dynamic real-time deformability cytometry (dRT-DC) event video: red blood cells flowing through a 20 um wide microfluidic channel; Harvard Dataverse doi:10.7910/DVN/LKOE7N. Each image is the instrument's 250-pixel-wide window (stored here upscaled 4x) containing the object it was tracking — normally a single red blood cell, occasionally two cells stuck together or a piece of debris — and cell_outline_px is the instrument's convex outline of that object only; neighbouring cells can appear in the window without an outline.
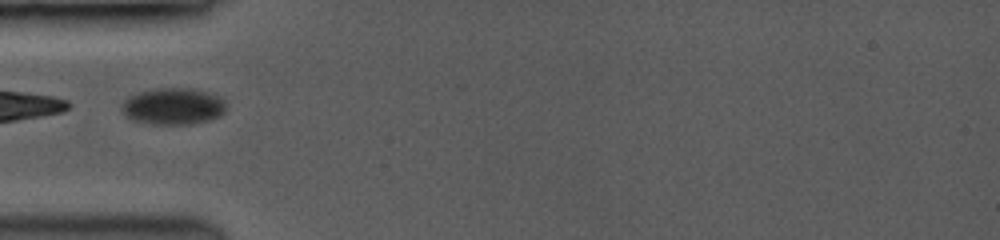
{"species": "common noctule bat (a hibernating species)", "species_latin": "Nyctalus noctula", "temperature_condition": "room temperature", "stored_images_in_passage": 21, "camera_frame_rate_fps": 3500, "um_per_image_px": 0.085, "animal": {"sex": "female", "body_mass_g": 19.0, "forearm_length_mm": 53.3}, "frame": {"image": 1, "passage_image": 1, "time_ms": 0.0, "image_size_px": [1000, 240], "cell_outline_px": [[224, 112], [208, 120], [188, 124], [152, 124], [132, 120], [124, 112], [124, 100], [140, 92], [164, 88], [184, 88], [204, 92], [216, 96], [224, 104]], "centroid_in_image_um": [14.69, 9.05], "position_along_channel_um": 70.3, "area_um2": 21.27}}
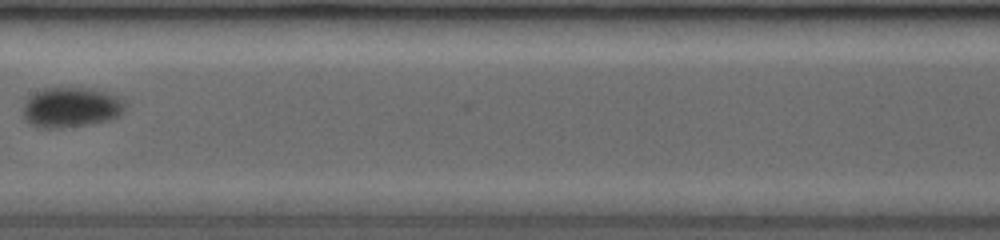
{"frame": {"image": 2, "passage_image": 10, "time_ms": 3.429, "image_size_px": [1000, 240], "cell_outline_px": [[120, 112], [116, 116], [108, 120], [88, 124], [56, 128], [44, 128], [32, 124], [24, 116], [24, 108], [28, 100], [40, 92], [48, 88], [76, 88], [104, 92], [116, 100], [120, 104]], "centroid_in_image_um": [5.95, 9.16], "position_along_channel_um": 201.5, "area_um2": 22.02}}
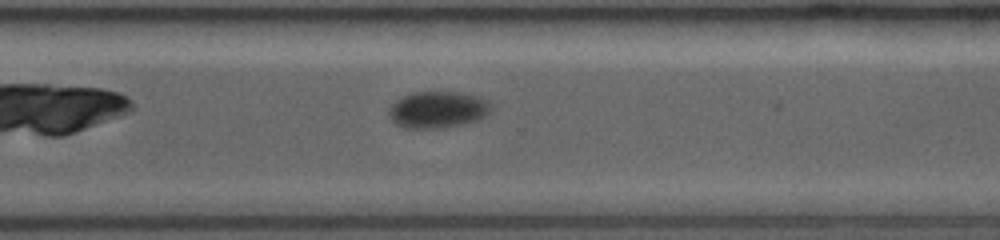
{"frame": {"image": 3, "passage_image": 20, "time_ms": 6.857, "image_size_px": [1000, 240], "cell_outline_px": [[492, 108], [480, 120], [464, 124], [436, 128], [404, 128], [396, 124], [388, 116], [388, 108], [396, 100], [404, 96], [416, 92], [456, 92], [480, 96], [488, 100]], "centroid_in_image_um": [37.21, 9.32], "position_along_channel_um": 333.4, "area_um2": 21.91}}